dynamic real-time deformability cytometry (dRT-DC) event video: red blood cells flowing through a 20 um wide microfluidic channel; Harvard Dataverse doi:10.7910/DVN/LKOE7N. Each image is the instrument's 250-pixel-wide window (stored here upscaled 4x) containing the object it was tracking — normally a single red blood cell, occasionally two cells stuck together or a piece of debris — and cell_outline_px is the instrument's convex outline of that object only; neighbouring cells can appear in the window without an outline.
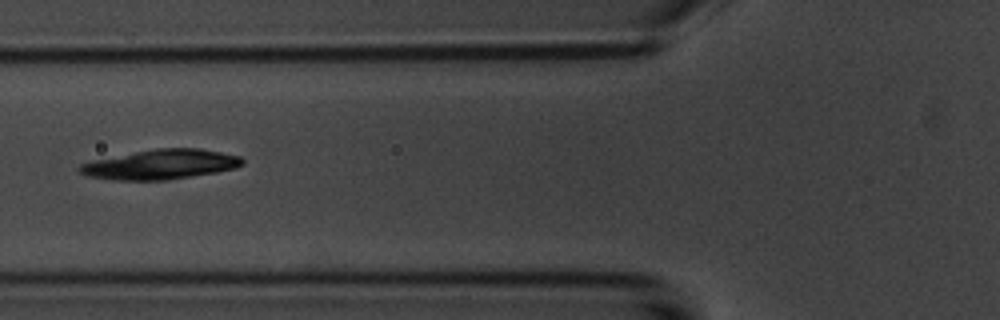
{"species": "common noctule bat (a hibernating species)", "species_latin": "Nyctalus noctula", "temperature_condition": "room temperature", "stored_images_in_passage": 6, "camera_frame_rate_fps": 3000, "um_per_image_px": 0.085, "animal": {"sex": "male", "body_mass_g": 20.1, "forearm_length_mm": 53.5}, "frame": {"image": 1, "passage_image": 6, "time_ms": 6.667, "image_size_px": [1000, 320], "cell_outline_px": [[244, 164], [236, 168], [216, 172], [168, 180], [116, 180], [88, 176], [80, 172], [80, 164], [92, 160], [156, 148], [200, 148], [240, 156], [244, 160]], "centroid_in_image_um": [13.69, 13.97], "position_along_channel_um": 112.1, "area_um2": 28.09}}